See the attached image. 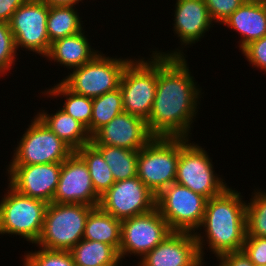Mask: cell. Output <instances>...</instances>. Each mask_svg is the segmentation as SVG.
I'll return each instance as SVG.
<instances>
[{
  "instance_id": "obj_9",
  "label": "cell",
  "mask_w": 266,
  "mask_h": 266,
  "mask_svg": "<svg viewBox=\"0 0 266 266\" xmlns=\"http://www.w3.org/2000/svg\"><path fill=\"white\" fill-rule=\"evenodd\" d=\"M207 198L172 183L156 196V207L172 232H197L203 222Z\"/></svg>"
},
{
  "instance_id": "obj_25",
  "label": "cell",
  "mask_w": 266,
  "mask_h": 266,
  "mask_svg": "<svg viewBox=\"0 0 266 266\" xmlns=\"http://www.w3.org/2000/svg\"><path fill=\"white\" fill-rule=\"evenodd\" d=\"M110 167L115 182L137 176L139 150H129L109 145H93Z\"/></svg>"
},
{
  "instance_id": "obj_11",
  "label": "cell",
  "mask_w": 266,
  "mask_h": 266,
  "mask_svg": "<svg viewBox=\"0 0 266 266\" xmlns=\"http://www.w3.org/2000/svg\"><path fill=\"white\" fill-rule=\"evenodd\" d=\"M172 231L157 207L151 211L121 221L119 257L136 255L143 258ZM130 254V255H129Z\"/></svg>"
},
{
  "instance_id": "obj_38",
  "label": "cell",
  "mask_w": 266,
  "mask_h": 266,
  "mask_svg": "<svg viewBox=\"0 0 266 266\" xmlns=\"http://www.w3.org/2000/svg\"><path fill=\"white\" fill-rule=\"evenodd\" d=\"M244 3L266 5V0H243Z\"/></svg>"
},
{
  "instance_id": "obj_10",
  "label": "cell",
  "mask_w": 266,
  "mask_h": 266,
  "mask_svg": "<svg viewBox=\"0 0 266 266\" xmlns=\"http://www.w3.org/2000/svg\"><path fill=\"white\" fill-rule=\"evenodd\" d=\"M24 131L9 165L62 163L74 151L37 116Z\"/></svg>"
},
{
  "instance_id": "obj_30",
  "label": "cell",
  "mask_w": 266,
  "mask_h": 266,
  "mask_svg": "<svg viewBox=\"0 0 266 266\" xmlns=\"http://www.w3.org/2000/svg\"><path fill=\"white\" fill-rule=\"evenodd\" d=\"M38 248V251L25 253L23 266H75L70 251Z\"/></svg>"
},
{
  "instance_id": "obj_12",
  "label": "cell",
  "mask_w": 266,
  "mask_h": 266,
  "mask_svg": "<svg viewBox=\"0 0 266 266\" xmlns=\"http://www.w3.org/2000/svg\"><path fill=\"white\" fill-rule=\"evenodd\" d=\"M49 6L41 0H27L12 15L9 22L16 49L32 51L46 57L50 50L47 33Z\"/></svg>"
},
{
  "instance_id": "obj_19",
  "label": "cell",
  "mask_w": 266,
  "mask_h": 266,
  "mask_svg": "<svg viewBox=\"0 0 266 266\" xmlns=\"http://www.w3.org/2000/svg\"><path fill=\"white\" fill-rule=\"evenodd\" d=\"M223 24L241 36L239 50L266 35V5L243 3Z\"/></svg>"
},
{
  "instance_id": "obj_39",
  "label": "cell",
  "mask_w": 266,
  "mask_h": 266,
  "mask_svg": "<svg viewBox=\"0 0 266 266\" xmlns=\"http://www.w3.org/2000/svg\"><path fill=\"white\" fill-rule=\"evenodd\" d=\"M123 261L121 260V258H119L115 263L111 264V265H106V266H120V264L122 263ZM119 264V265H118ZM122 266V265H121Z\"/></svg>"
},
{
  "instance_id": "obj_17",
  "label": "cell",
  "mask_w": 266,
  "mask_h": 266,
  "mask_svg": "<svg viewBox=\"0 0 266 266\" xmlns=\"http://www.w3.org/2000/svg\"><path fill=\"white\" fill-rule=\"evenodd\" d=\"M153 138L145 119L123 112L100 128L92 136L90 143L140 150Z\"/></svg>"
},
{
  "instance_id": "obj_24",
  "label": "cell",
  "mask_w": 266,
  "mask_h": 266,
  "mask_svg": "<svg viewBox=\"0 0 266 266\" xmlns=\"http://www.w3.org/2000/svg\"><path fill=\"white\" fill-rule=\"evenodd\" d=\"M70 252L75 266H106L120 258L112 245L87 239L80 240Z\"/></svg>"
},
{
  "instance_id": "obj_4",
  "label": "cell",
  "mask_w": 266,
  "mask_h": 266,
  "mask_svg": "<svg viewBox=\"0 0 266 266\" xmlns=\"http://www.w3.org/2000/svg\"><path fill=\"white\" fill-rule=\"evenodd\" d=\"M7 187L0 201V235H18L35 245L43 229L48 203L23 195L9 184Z\"/></svg>"
},
{
  "instance_id": "obj_23",
  "label": "cell",
  "mask_w": 266,
  "mask_h": 266,
  "mask_svg": "<svg viewBox=\"0 0 266 266\" xmlns=\"http://www.w3.org/2000/svg\"><path fill=\"white\" fill-rule=\"evenodd\" d=\"M81 19L75 6H49L46 26L50 43L83 31Z\"/></svg>"
},
{
  "instance_id": "obj_40",
  "label": "cell",
  "mask_w": 266,
  "mask_h": 266,
  "mask_svg": "<svg viewBox=\"0 0 266 266\" xmlns=\"http://www.w3.org/2000/svg\"><path fill=\"white\" fill-rule=\"evenodd\" d=\"M254 266H266V264H262V265H254Z\"/></svg>"
},
{
  "instance_id": "obj_15",
  "label": "cell",
  "mask_w": 266,
  "mask_h": 266,
  "mask_svg": "<svg viewBox=\"0 0 266 266\" xmlns=\"http://www.w3.org/2000/svg\"><path fill=\"white\" fill-rule=\"evenodd\" d=\"M174 12L173 33L179 38L182 50L175 48L173 51L162 52L156 49L152 51L156 55L184 57L183 48L200 41L214 27L204 0H176Z\"/></svg>"
},
{
  "instance_id": "obj_20",
  "label": "cell",
  "mask_w": 266,
  "mask_h": 266,
  "mask_svg": "<svg viewBox=\"0 0 266 266\" xmlns=\"http://www.w3.org/2000/svg\"><path fill=\"white\" fill-rule=\"evenodd\" d=\"M85 32L87 31L83 30L51 43L45 59L66 66L70 70L90 62L100 51L92 48Z\"/></svg>"
},
{
  "instance_id": "obj_8",
  "label": "cell",
  "mask_w": 266,
  "mask_h": 266,
  "mask_svg": "<svg viewBox=\"0 0 266 266\" xmlns=\"http://www.w3.org/2000/svg\"><path fill=\"white\" fill-rule=\"evenodd\" d=\"M135 59L125 67L119 85L123 109L126 113L147 120L157 87V55L152 53L148 60L143 57Z\"/></svg>"
},
{
  "instance_id": "obj_32",
  "label": "cell",
  "mask_w": 266,
  "mask_h": 266,
  "mask_svg": "<svg viewBox=\"0 0 266 266\" xmlns=\"http://www.w3.org/2000/svg\"><path fill=\"white\" fill-rule=\"evenodd\" d=\"M214 23L223 22L244 2L243 0H204Z\"/></svg>"
},
{
  "instance_id": "obj_29",
  "label": "cell",
  "mask_w": 266,
  "mask_h": 266,
  "mask_svg": "<svg viewBox=\"0 0 266 266\" xmlns=\"http://www.w3.org/2000/svg\"><path fill=\"white\" fill-rule=\"evenodd\" d=\"M253 192L250 202L246 200V237H266V192Z\"/></svg>"
},
{
  "instance_id": "obj_31",
  "label": "cell",
  "mask_w": 266,
  "mask_h": 266,
  "mask_svg": "<svg viewBox=\"0 0 266 266\" xmlns=\"http://www.w3.org/2000/svg\"><path fill=\"white\" fill-rule=\"evenodd\" d=\"M14 35L8 22H0V74L7 75L18 56Z\"/></svg>"
},
{
  "instance_id": "obj_3",
  "label": "cell",
  "mask_w": 266,
  "mask_h": 266,
  "mask_svg": "<svg viewBox=\"0 0 266 266\" xmlns=\"http://www.w3.org/2000/svg\"><path fill=\"white\" fill-rule=\"evenodd\" d=\"M93 208L85 204L48 203L36 245L48 250L70 251L83 239L85 223Z\"/></svg>"
},
{
  "instance_id": "obj_7",
  "label": "cell",
  "mask_w": 266,
  "mask_h": 266,
  "mask_svg": "<svg viewBox=\"0 0 266 266\" xmlns=\"http://www.w3.org/2000/svg\"><path fill=\"white\" fill-rule=\"evenodd\" d=\"M207 151L190 139L180 137V158L175 183L207 199L220 195L228 186L214 171ZM225 181V182H223Z\"/></svg>"
},
{
  "instance_id": "obj_18",
  "label": "cell",
  "mask_w": 266,
  "mask_h": 266,
  "mask_svg": "<svg viewBox=\"0 0 266 266\" xmlns=\"http://www.w3.org/2000/svg\"><path fill=\"white\" fill-rule=\"evenodd\" d=\"M194 233L171 232L137 266H204Z\"/></svg>"
},
{
  "instance_id": "obj_16",
  "label": "cell",
  "mask_w": 266,
  "mask_h": 266,
  "mask_svg": "<svg viewBox=\"0 0 266 266\" xmlns=\"http://www.w3.org/2000/svg\"><path fill=\"white\" fill-rule=\"evenodd\" d=\"M8 184L17 192L52 203L61 163L8 165Z\"/></svg>"
},
{
  "instance_id": "obj_13",
  "label": "cell",
  "mask_w": 266,
  "mask_h": 266,
  "mask_svg": "<svg viewBox=\"0 0 266 266\" xmlns=\"http://www.w3.org/2000/svg\"><path fill=\"white\" fill-rule=\"evenodd\" d=\"M116 219L144 214L156 207V195L137 177L115 182L98 205Z\"/></svg>"
},
{
  "instance_id": "obj_6",
  "label": "cell",
  "mask_w": 266,
  "mask_h": 266,
  "mask_svg": "<svg viewBox=\"0 0 266 266\" xmlns=\"http://www.w3.org/2000/svg\"><path fill=\"white\" fill-rule=\"evenodd\" d=\"M130 58H114L99 52L90 62L71 70L61 82L71 91L90 98L119 88Z\"/></svg>"
},
{
  "instance_id": "obj_5",
  "label": "cell",
  "mask_w": 266,
  "mask_h": 266,
  "mask_svg": "<svg viewBox=\"0 0 266 266\" xmlns=\"http://www.w3.org/2000/svg\"><path fill=\"white\" fill-rule=\"evenodd\" d=\"M180 137H154L139 150L137 177L157 196L175 183Z\"/></svg>"
},
{
  "instance_id": "obj_36",
  "label": "cell",
  "mask_w": 266,
  "mask_h": 266,
  "mask_svg": "<svg viewBox=\"0 0 266 266\" xmlns=\"http://www.w3.org/2000/svg\"><path fill=\"white\" fill-rule=\"evenodd\" d=\"M27 0H0V22H10L13 13Z\"/></svg>"
},
{
  "instance_id": "obj_27",
  "label": "cell",
  "mask_w": 266,
  "mask_h": 266,
  "mask_svg": "<svg viewBox=\"0 0 266 266\" xmlns=\"http://www.w3.org/2000/svg\"><path fill=\"white\" fill-rule=\"evenodd\" d=\"M76 153L88 166L95 192L102 196L115 183L110 167L91 143L82 146Z\"/></svg>"
},
{
  "instance_id": "obj_26",
  "label": "cell",
  "mask_w": 266,
  "mask_h": 266,
  "mask_svg": "<svg viewBox=\"0 0 266 266\" xmlns=\"http://www.w3.org/2000/svg\"><path fill=\"white\" fill-rule=\"evenodd\" d=\"M47 92V93H46ZM43 95L48 97L56 98L62 96L64 97V103L62 105V110L71 115L78 122L82 123L89 132V125L92 118V98L79 95L69 90L61 81L54 84L50 89L41 92Z\"/></svg>"
},
{
  "instance_id": "obj_22",
  "label": "cell",
  "mask_w": 266,
  "mask_h": 266,
  "mask_svg": "<svg viewBox=\"0 0 266 266\" xmlns=\"http://www.w3.org/2000/svg\"><path fill=\"white\" fill-rule=\"evenodd\" d=\"M83 239L112 245L118 252L121 244V220L94 207L86 220Z\"/></svg>"
},
{
  "instance_id": "obj_14",
  "label": "cell",
  "mask_w": 266,
  "mask_h": 266,
  "mask_svg": "<svg viewBox=\"0 0 266 266\" xmlns=\"http://www.w3.org/2000/svg\"><path fill=\"white\" fill-rule=\"evenodd\" d=\"M52 202L93 207L99 205L100 196L94 190L88 166L76 152L61 163L59 182Z\"/></svg>"
},
{
  "instance_id": "obj_34",
  "label": "cell",
  "mask_w": 266,
  "mask_h": 266,
  "mask_svg": "<svg viewBox=\"0 0 266 266\" xmlns=\"http://www.w3.org/2000/svg\"><path fill=\"white\" fill-rule=\"evenodd\" d=\"M242 251L254 265L266 264V237H246Z\"/></svg>"
},
{
  "instance_id": "obj_33",
  "label": "cell",
  "mask_w": 266,
  "mask_h": 266,
  "mask_svg": "<svg viewBox=\"0 0 266 266\" xmlns=\"http://www.w3.org/2000/svg\"><path fill=\"white\" fill-rule=\"evenodd\" d=\"M241 52L252 67L260 68L266 72V35L250 42Z\"/></svg>"
},
{
  "instance_id": "obj_35",
  "label": "cell",
  "mask_w": 266,
  "mask_h": 266,
  "mask_svg": "<svg viewBox=\"0 0 266 266\" xmlns=\"http://www.w3.org/2000/svg\"><path fill=\"white\" fill-rule=\"evenodd\" d=\"M217 261L222 266H254L243 251L228 252L221 255Z\"/></svg>"
},
{
  "instance_id": "obj_1",
  "label": "cell",
  "mask_w": 266,
  "mask_h": 266,
  "mask_svg": "<svg viewBox=\"0 0 266 266\" xmlns=\"http://www.w3.org/2000/svg\"><path fill=\"white\" fill-rule=\"evenodd\" d=\"M186 55H157V87L147 121L154 137L190 138L202 88L192 76ZM200 87V88H199Z\"/></svg>"
},
{
  "instance_id": "obj_2",
  "label": "cell",
  "mask_w": 266,
  "mask_h": 266,
  "mask_svg": "<svg viewBox=\"0 0 266 266\" xmlns=\"http://www.w3.org/2000/svg\"><path fill=\"white\" fill-rule=\"evenodd\" d=\"M202 227L205 233L200 232ZM199 229L195 237L201 259L206 244L217 259L228 252L242 251L246 238V202L241 192L228 185L220 195L208 199Z\"/></svg>"
},
{
  "instance_id": "obj_21",
  "label": "cell",
  "mask_w": 266,
  "mask_h": 266,
  "mask_svg": "<svg viewBox=\"0 0 266 266\" xmlns=\"http://www.w3.org/2000/svg\"><path fill=\"white\" fill-rule=\"evenodd\" d=\"M36 116L74 152L92 140L87 128L60 108L53 114L42 109Z\"/></svg>"
},
{
  "instance_id": "obj_37",
  "label": "cell",
  "mask_w": 266,
  "mask_h": 266,
  "mask_svg": "<svg viewBox=\"0 0 266 266\" xmlns=\"http://www.w3.org/2000/svg\"><path fill=\"white\" fill-rule=\"evenodd\" d=\"M46 3L48 6H75L79 4V2L83 3V0H41Z\"/></svg>"
},
{
  "instance_id": "obj_28",
  "label": "cell",
  "mask_w": 266,
  "mask_h": 266,
  "mask_svg": "<svg viewBox=\"0 0 266 266\" xmlns=\"http://www.w3.org/2000/svg\"><path fill=\"white\" fill-rule=\"evenodd\" d=\"M123 112L120 88L92 98V118L89 125V134L93 136L100 128Z\"/></svg>"
}]
</instances>
